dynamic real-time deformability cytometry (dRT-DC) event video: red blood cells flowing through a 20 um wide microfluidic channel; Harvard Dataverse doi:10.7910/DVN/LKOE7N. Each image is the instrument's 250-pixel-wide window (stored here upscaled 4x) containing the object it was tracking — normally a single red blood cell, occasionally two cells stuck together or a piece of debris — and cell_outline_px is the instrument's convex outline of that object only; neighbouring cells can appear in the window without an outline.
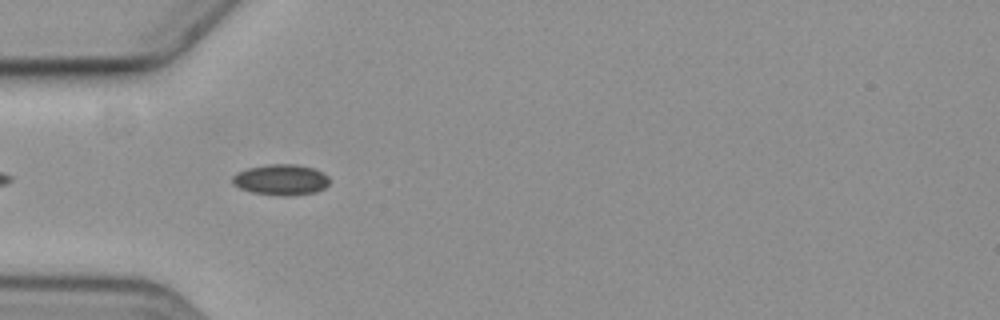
{"species": "common noctule bat (a hibernating species)", "species_latin": "Nyctalus noctula", "temperature_condition": "cold", "stored_images_in_passage": 6, "camera_frame_rate_fps": 3000, "um_per_image_px": 0.085, "animal": {"sex": "female", "body_mass_g": 19.3, "forearm_length_mm": 54.1}, "frame": {"image": 1, "passage_image": 5, "time_ms": 5.667, "image_size_px": [1000, 320], "cell_outline_px": [[328, 184], [324, 188], [316, 192], [284, 196], [280, 196], [252, 192], [240, 188], [232, 184], [232, 176], [248, 168], [268, 164], [296, 164], [312, 168], [328, 176]], "centroid_in_image_um": [23.87, 15.28], "position_along_channel_um": 61.1, "area_um2": 17.22}}
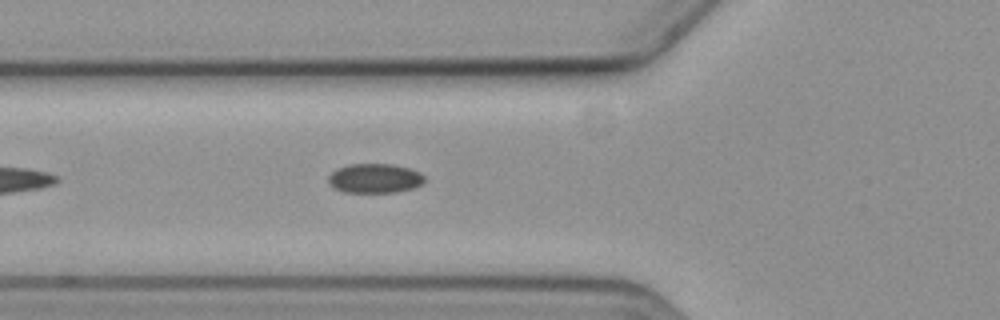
{"frame": {"image": 2, "passage_image": 6, "time_ms": 6.667, "image_size_px": [1000, 320], "cell_outline_px": [[424, 184], [412, 188], [396, 192], [344, 192], [328, 184], [328, 176], [336, 168], [348, 164], [392, 164], [408, 168], [420, 172], [424, 176]], "centroid_in_image_um": [31.85, 15.15], "position_along_channel_um": 94.0, "area_um2": 16.53}}